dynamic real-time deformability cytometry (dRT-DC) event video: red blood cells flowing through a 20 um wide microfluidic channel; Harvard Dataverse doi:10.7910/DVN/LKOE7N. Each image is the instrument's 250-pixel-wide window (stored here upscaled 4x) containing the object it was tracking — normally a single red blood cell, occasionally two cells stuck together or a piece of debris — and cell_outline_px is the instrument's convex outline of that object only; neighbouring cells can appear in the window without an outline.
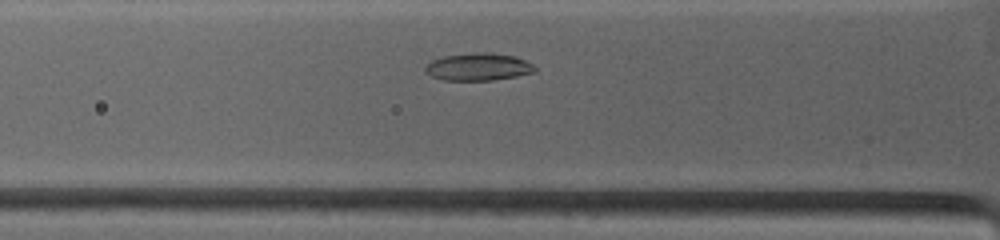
{"species": "common noctule bat (a hibernating species)", "species_latin": "Nyctalus noctula", "temperature_condition": "warm", "stored_images_in_passage": 28, "camera_frame_rate_fps": 4500, "um_per_image_px": 0.085, "animal": {"sex": "female", "body_mass_g": 19.0, "forearm_length_mm": 53.3}, "frame": {"image": 1, "passage_image": 2, "time_ms": 0.222, "image_size_px": [1000, 240], "cell_outline_px": [[536, 72], [516, 76], [492, 80], [444, 80], [432, 76], [424, 72], [424, 68], [432, 60], [444, 56], [472, 52], [484, 52], [512, 56], [524, 60], [532, 64], [536, 68]], "centroid_in_image_um": [40.63, 5.68], "position_along_channel_um": 85.2, "area_um2": 17.4}}
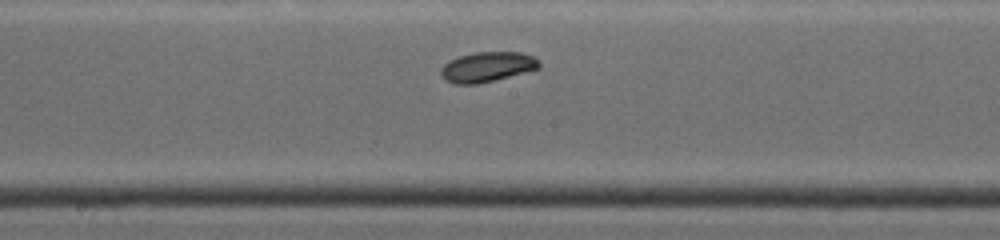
{"frame": {"image": 2, "passage_image": 12, "time_ms": 3.333, "image_size_px": [1000, 240], "cell_outline_px": [[540, 68], [476, 84], [452, 84], [444, 80], [440, 76], [440, 68], [448, 60], [460, 56], [476, 52], [520, 52], [532, 56], [540, 60]], "centroid_in_image_um": [41.36, 5.68], "position_along_channel_um": 206.8, "area_um2": 17.17}}
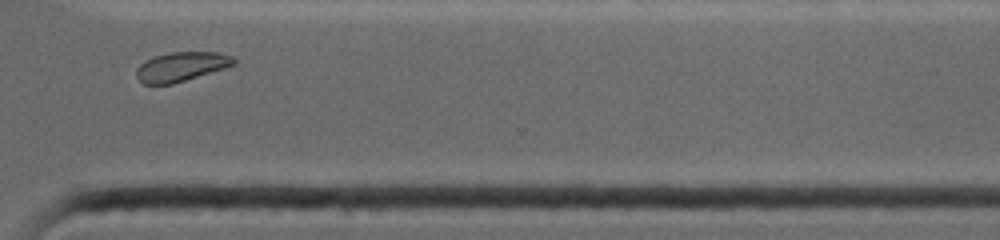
{"frame": {"image": 3, "passage_image": 23, "time_ms": 7.111, "image_size_px": [1000, 240], "cell_outline_px": [[236, 64], [224, 68], [172, 84], [144, 84], [136, 76], [136, 68], [140, 64], [156, 56], [168, 52], [220, 52], [232, 56], [236, 60]], "centroid_in_image_um": [15.42, 5.65], "position_along_channel_um": 355.2, "area_um2": 16.47}}